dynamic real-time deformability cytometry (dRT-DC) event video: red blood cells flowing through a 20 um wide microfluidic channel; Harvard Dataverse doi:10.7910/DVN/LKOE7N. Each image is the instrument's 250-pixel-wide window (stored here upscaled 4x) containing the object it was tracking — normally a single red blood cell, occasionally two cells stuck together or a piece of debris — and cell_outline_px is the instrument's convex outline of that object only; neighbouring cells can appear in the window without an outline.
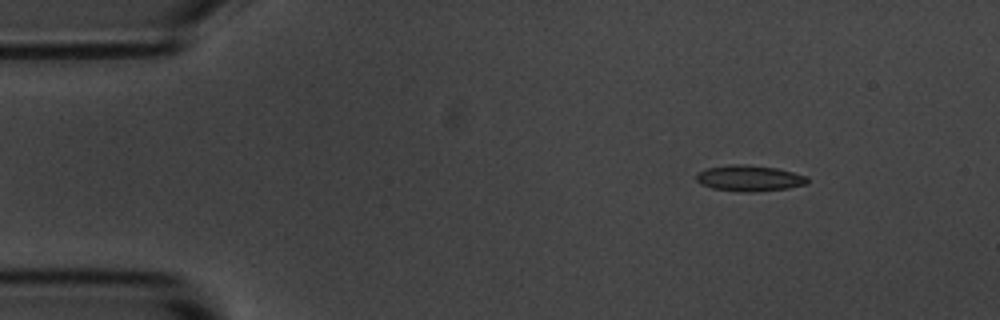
{"species": "common noctule bat (a hibernating species)", "species_latin": "Nyctalus noctula", "temperature_condition": "room temperature", "stored_images_in_passage": 47, "camera_frame_rate_fps": 3000, "um_per_image_px": 0.085, "animal": {"sex": "male", "body_mass_g": 20.1, "forearm_length_mm": 53.5}, "frame": {"image": 1, "passage_image": 1, "time_ms": 0.0, "image_size_px": [1000, 320], "cell_outline_px": [[808, 184], [788, 188], [756, 192], [748, 192], [712, 188], [700, 184], [696, 180], [696, 172], [708, 168], [728, 164], [748, 164], [776, 168], [808, 176]], "centroid_in_image_um": [63.69, 15.14], "position_along_channel_um": 21.3, "area_um2": 16.94}}
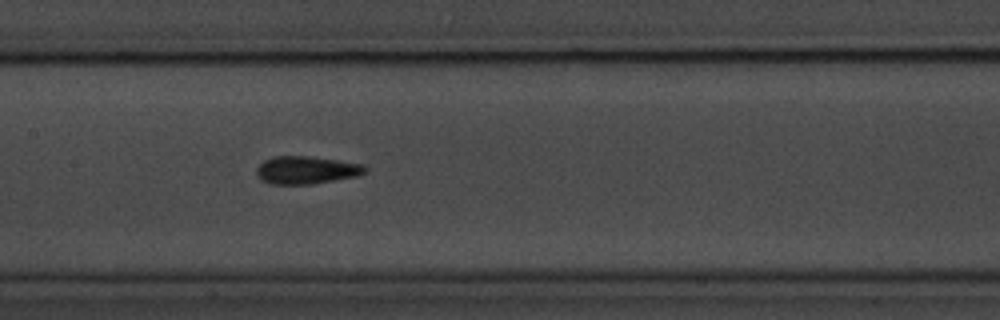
{"frame": {"image": 2, "passage_image": 20, "time_ms": 6.333, "image_size_px": [1000, 320], "cell_outline_px": [[368, 168], [364, 172], [356, 176], [312, 184], [268, 184], [260, 180], [256, 176], [256, 168], [264, 160], [272, 156], [308, 156], [364, 164]], "centroid_in_image_um": [25.98, 14.46], "position_along_channel_um": 181.4, "area_um2": 17.63}}
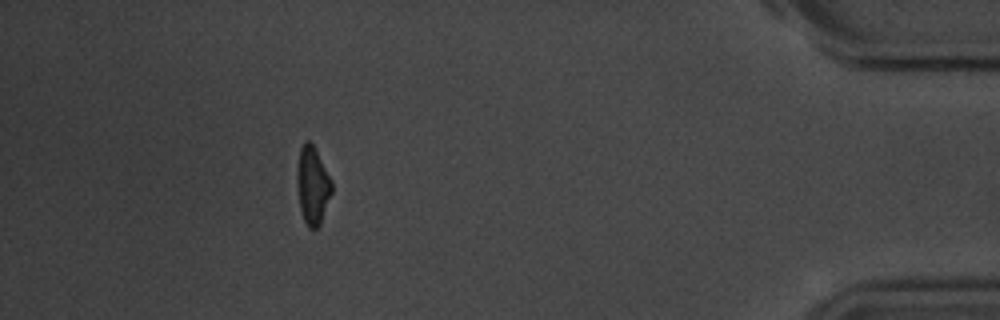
{"frame": {"image": 3, "passage_image": 43, "time_ms": 14.0, "image_size_px": [1000, 320], "cell_outline_px": [[332, 192], [320, 224], [316, 228], [308, 228], [304, 220], [300, 208], [296, 184], [296, 168], [300, 148], [304, 140], [308, 140], [312, 144], [332, 180]], "centroid_in_image_um": [26.55, 15.75], "position_along_channel_um": 408.7, "area_um2": 15.78}}